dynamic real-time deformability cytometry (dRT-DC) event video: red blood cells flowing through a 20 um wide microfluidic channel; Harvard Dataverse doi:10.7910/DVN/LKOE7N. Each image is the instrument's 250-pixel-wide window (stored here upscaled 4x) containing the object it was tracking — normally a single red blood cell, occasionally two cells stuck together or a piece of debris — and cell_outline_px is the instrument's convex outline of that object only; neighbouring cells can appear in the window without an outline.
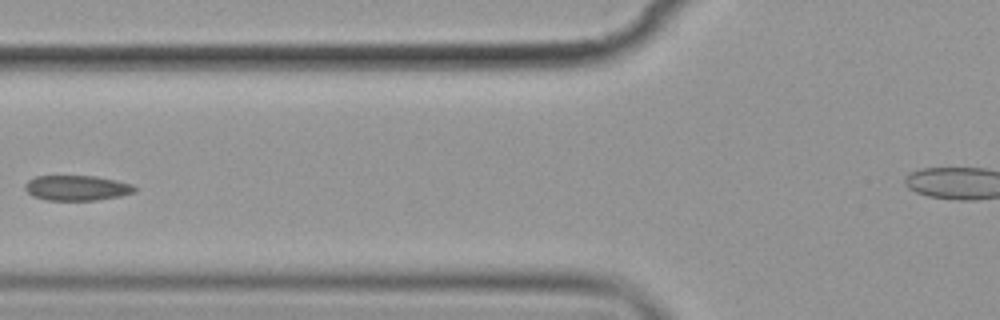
{"species": "common noctule bat (a hibernating species)", "species_latin": "Nyctalus noctula", "temperature_condition": "cold", "stored_images_in_passage": 5, "camera_frame_rate_fps": 3000, "um_per_image_px": 0.085, "animal": {"sex": "female", "body_mass_g": 19.9}, "frame": {"image": 1, "passage_image": 3, "time_ms": 2.333, "image_size_px": [1000, 320], "cell_outline_px": [[136, 192], [120, 196], [96, 200], [48, 200], [32, 196], [24, 188], [24, 184], [28, 180], [36, 176], [96, 176], [116, 180], [132, 184], [136, 188]], "centroid_in_image_um": [6.53, 15.97], "position_along_channel_um": 119.3, "area_um2": 16.13}}
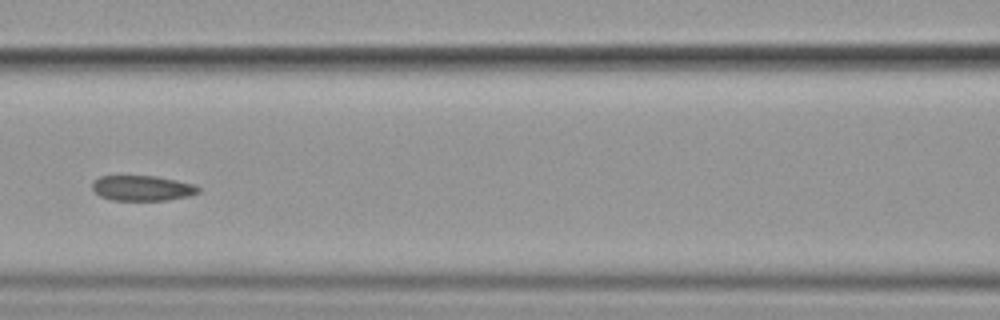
{"frame": {"image": 2, "passage_image": 4, "time_ms": 3.333, "image_size_px": [1000, 320], "cell_outline_px": [[200, 192], [188, 196], [164, 200], [112, 200], [100, 196], [92, 188], [92, 180], [100, 176], [156, 176], [176, 180], [192, 184], [200, 188]], "centroid_in_image_um": [12.06, 15.98], "position_along_channel_um": 154.5, "area_um2": 15.55}}
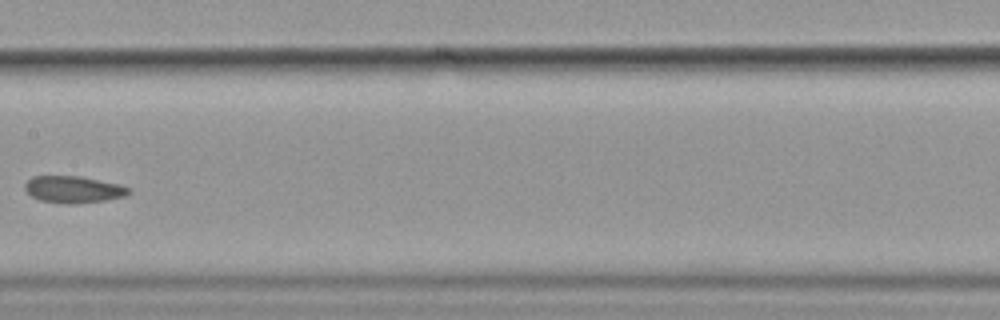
{"frame": {"image": 3, "passage_image": 5, "time_ms": 4.667, "image_size_px": [1000, 320], "cell_outline_px": [[132, 192], [124, 196], [104, 200], [72, 204], [68, 204], [40, 200], [32, 196], [24, 188], [24, 184], [32, 176], [80, 176], [120, 184], [132, 188]], "centroid_in_image_um": [6.26, 16.09], "position_along_channel_um": 201.1, "area_um2": 16.24}}